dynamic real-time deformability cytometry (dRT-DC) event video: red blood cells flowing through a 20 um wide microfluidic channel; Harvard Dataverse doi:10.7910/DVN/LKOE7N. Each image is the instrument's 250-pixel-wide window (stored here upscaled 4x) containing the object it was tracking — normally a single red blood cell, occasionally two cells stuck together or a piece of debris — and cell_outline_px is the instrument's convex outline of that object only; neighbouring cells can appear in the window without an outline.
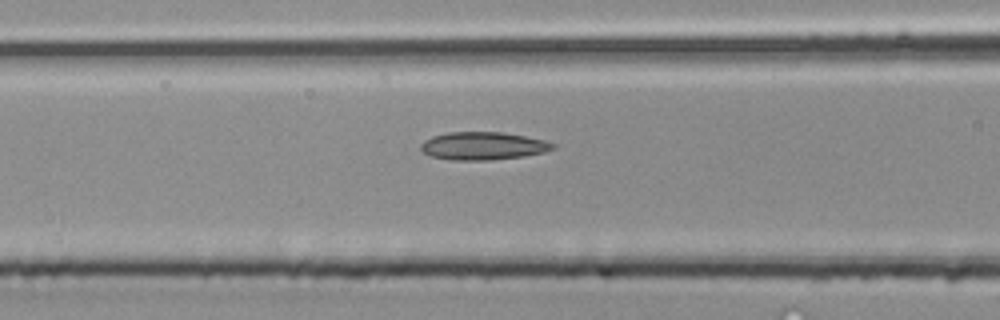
{"species": "common noctule bat (a hibernating species)", "species_latin": "Nyctalus noctula", "temperature_condition": "room temperature", "stored_images_in_passage": 21, "camera_frame_rate_fps": 3000, "um_per_image_px": 0.085, "animal": {"sex": "male", "body_mass_g": 20.4}, "frame": {"image": 1, "passage_image": 9, "time_ms": 2.667, "image_size_px": [1000, 320], "cell_outline_px": [[556, 148], [544, 152], [524, 156], [488, 160], [452, 160], [432, 156], [424, 152], [420, 148], [420, 144], [424, 140], [432, 136], [448, 132], [500, 132], [524, 136], [544, 140], [556, 144]], "centroid_in_image_um": [41.06, 12.4], "position_along_channel_um": 125.5, "area_um2": 21.39}}
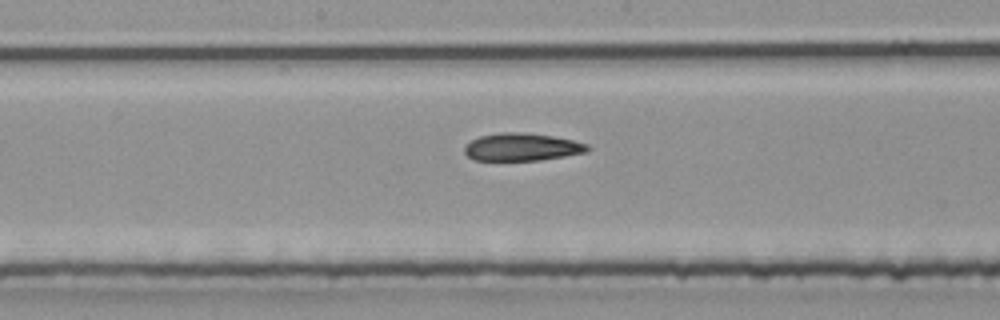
{"frame": {"image": 2, "passage_image": 14, "time_ms": 4.333, "image_size_px": [1000, 320], "cell_outline_px": [[592, 148], [588, 152], [540, 160], [472, 160], [464, 152], [464, 148], [472, 140], [480, 136], [500, 132], [524, 132], [552, 136], [572, 140], [588, 144]], "centroid_in_image_um": [44.39, 12.49], "position_along_channel_um": 203.8, "area_um2": 19.83}}
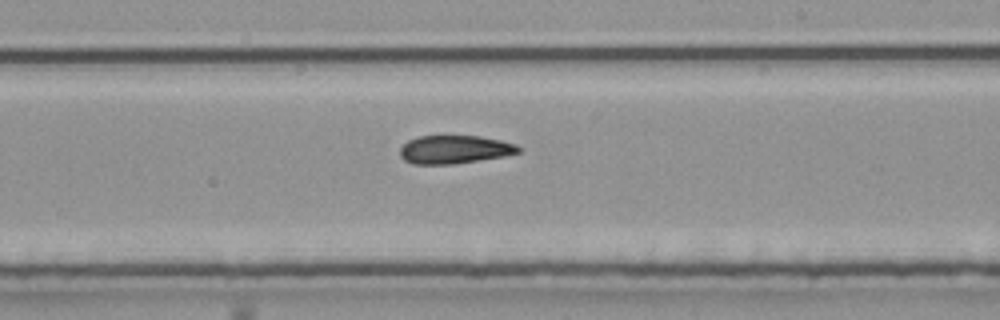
{"frame": {"image": 3, "passage_image": 17, "time_ms": 5.333, "image_size_px": [1000, 320], "cell_outline_px": [[524, 148], [520, 152], [504, 156], [456, 164], [412, 164], [404, 160], [400, 156], [400, 148], [408, 140], [416, 136], [480, 136], [500, 140], [516, 144]], "centroid_in_image_um": [38.65, 12.71], "position_along_channel_um": 250.4, "area_um2": 19.71}}